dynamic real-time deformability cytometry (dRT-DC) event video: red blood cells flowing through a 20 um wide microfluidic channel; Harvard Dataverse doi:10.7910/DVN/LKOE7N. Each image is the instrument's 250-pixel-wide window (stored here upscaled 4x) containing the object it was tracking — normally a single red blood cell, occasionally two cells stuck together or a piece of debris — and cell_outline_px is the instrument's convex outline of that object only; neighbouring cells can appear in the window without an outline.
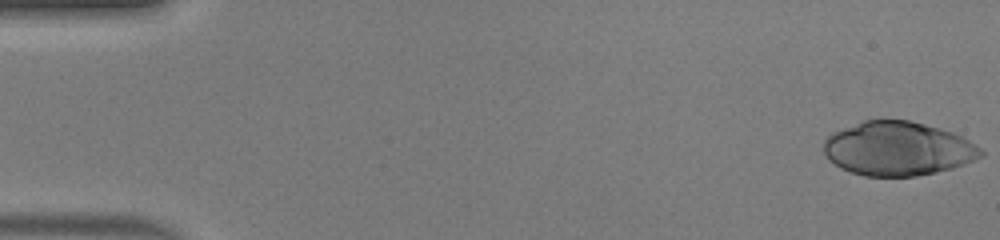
{"species": "human", "species_latin": "Homo sapiens", "temperature_condition": "warm", "stored_images_in_passage": 49, "camera_frame_rate_fps": 3000, "um_per_image_px": 0.085, "donor": {"sex": "male"}, "frame": {"image": 1, "passage_image": 1, "time_ms": 0.0, "image_size_px": [1000, 240], "cell_outline_px": [[984, 156], [964, 164], [952, 168], [916, 176], [864, 176], [848, 172], [840, 168], [828, 160], [824, 152], [824, 140], [832, 132], [864, 120], [908, 120], [940, 128], [952, 132], [976, 144], [984, 152]], "centroid_in_image_um": [76.3, 12.64], "position_along_channel_um": 8.7, "area_um2": 49.48}}
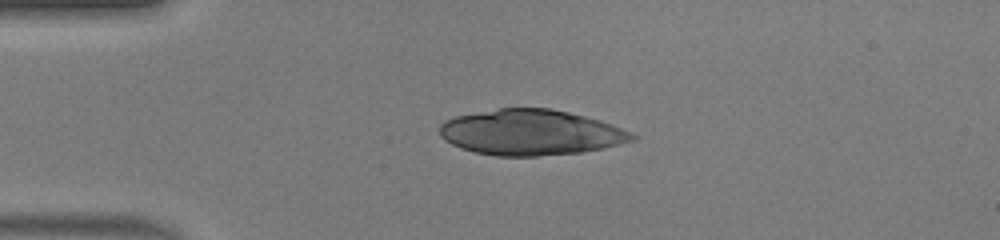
{"frame": {"image": 2, "passage_image": 12, "time_ms": 3.667, "image_size_px": [1000, 240], "cell_outline_px": [[636, 140], [604, 148], [580, 152], [536, 156], [496, 156], [476, 152], [460, 148], [444, 140], [440, 136], [440, 124], [444, 120], [456, 116], [500, 108], [548, 108], [568, 112], [600, 120], [620, 128], [636, 136]], "centroid_in_image_um": [45.08, 11.26], "position_along_channel_um": 39.9, "area_um2": 50.86}}